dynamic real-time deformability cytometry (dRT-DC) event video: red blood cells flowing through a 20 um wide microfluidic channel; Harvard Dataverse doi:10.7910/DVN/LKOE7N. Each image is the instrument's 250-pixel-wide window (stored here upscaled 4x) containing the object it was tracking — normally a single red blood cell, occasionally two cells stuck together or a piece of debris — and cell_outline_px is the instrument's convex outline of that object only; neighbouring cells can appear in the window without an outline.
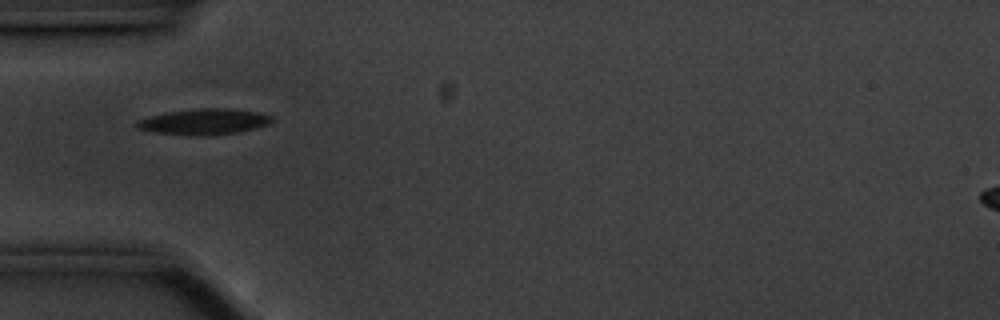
{"species": "common noctule bat (a hibernating species)", "species_latin": "Nyctalus noctula", "temperature_condition": "cold", "stored_images_in_passage": 40, "camera_frame_rate_fps": 3000, "um_per_image_px": 0.085, "animal": {"sex": "male", "body_mass_g": 20.1, "forearm_length_mm": 53.5}, "frame": {"image": 1, "passage_image": 1, "time_ms": 0.0, "image_size_px": [1000, 320], "cell_outline_px": [[276, 120], [268, 124], [256, 128], [240, 132], [212, 136], [196, 136], [152, 132], [136, 128], [132, 124], [136, 120], [168, 112], [196, 108], [228, 108], [260, 112], [272, 116]], "centroid_in_image_um": [17.36, 10.35], "position_along_channel_um": 67.6, "area_um2": 20.81}}
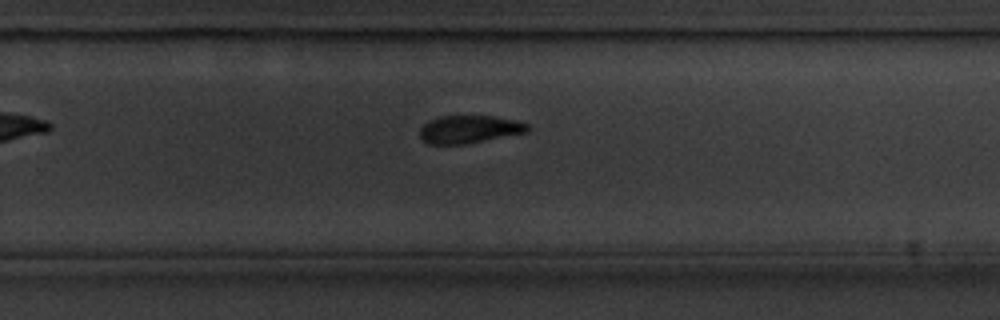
{"frame": {"image": 2, "passage_image": 20, "time_ms": 6.333, "image_size_px": [1000, 320], "cell_outline_px": [[532, 128], [528, 132], [468, 144], [428, 144], [420, 136], [420, 128], [428, 120], [440, 116], [492, 116], [520, 120], [532, 124]], "centroid_in_image_um": [39.98, 10.98], "position_along_channel_um": 289.8, "area_um2": 17.86}}
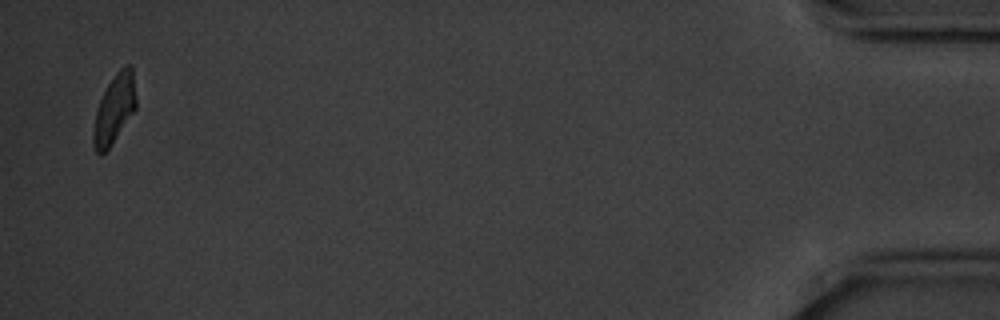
{"frame": {"image": 3, "passage_image": 39, "time_ms": 12.667, "image_size_px": [1000, 320], "cell_outline_px": [[136, 108], [108, 148], [100, 156], [96, 152], [92, 144], [92, 132], [96, 108], [108, 84], [116, 72], [124, 64], [132, 64], [136, 96]], "centroid_in_image_um": [9.7, 9.24], "position_along_channel_um": 425.5, "area_um2": 17.17}, "authors_computed_cell_mechanics": {"area_um2": 18.8717, "velocity_mm_per_s": 3.5086, "shape_relaxation_time_tau1_ms": 2.5727, "shape_relaxation_time_tau2_ms": null, "deformation_change_tau1": 0.1137, "deformation_change_tau2": null}}